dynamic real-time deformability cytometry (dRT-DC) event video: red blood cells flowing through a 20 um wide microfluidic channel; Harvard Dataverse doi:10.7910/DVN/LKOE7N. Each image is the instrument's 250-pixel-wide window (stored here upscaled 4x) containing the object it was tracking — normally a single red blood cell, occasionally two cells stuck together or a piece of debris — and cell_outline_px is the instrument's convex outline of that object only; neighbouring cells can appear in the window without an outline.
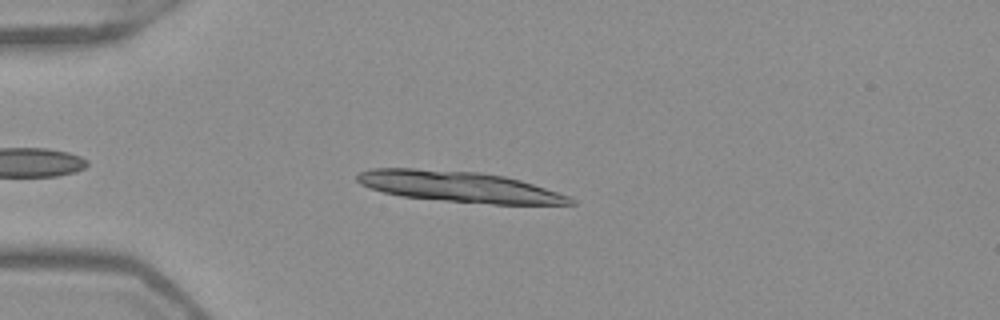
{"species": "Egyptian fruit bat (a non-hibernating species)", "species_latin": "Rousettus aegyptiacus", "temperature_condition": "warm", "stored_images_in_passage": 15, "camera_frame_rate_fps": 3000, "um_per_image_px": 0.085, "frame": {"image": 1, "passage_image": 7, "time_ms": 2.0, "image_size_px": [1000, 320], "cell_outline_px": [[576, 204], [492, 204], [444, 200], [400, 196], [384, 192], [360, 184], [356, 180], [356, 176], [360, 172], [372, 168], [416, 168], [480, 172], [504, 176], [520, 180], [568, 196], [576, 200]], "centroid_in_image_um": [38.99, 15.86], "position_along_channel_um": 46.0, "area_um2": 37.92}}